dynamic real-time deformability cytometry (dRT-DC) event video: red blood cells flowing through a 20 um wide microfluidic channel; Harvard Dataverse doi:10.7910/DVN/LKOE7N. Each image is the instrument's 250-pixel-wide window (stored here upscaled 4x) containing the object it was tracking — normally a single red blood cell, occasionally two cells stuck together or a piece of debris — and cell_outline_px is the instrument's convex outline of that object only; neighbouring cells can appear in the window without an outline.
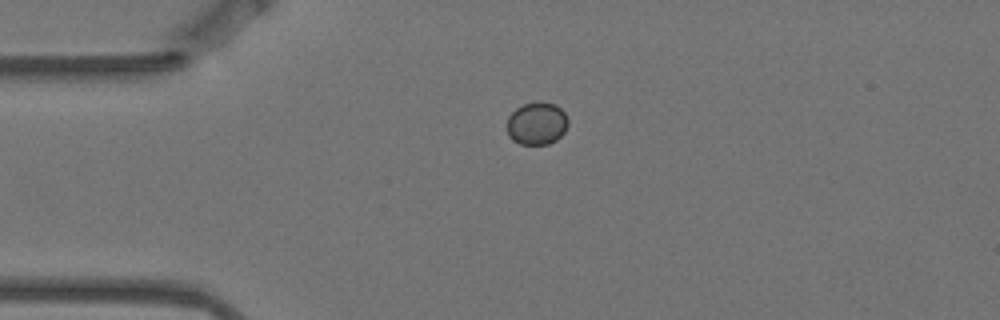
{"species": "Egyptian fruit bat (a non-hibernating species)", "species_latin": "Rousettus aegyptiacus", "temperature_condition": "warm", "stored_images_in_passage": 1, "camera_frame_rate_fps": 3000, "um_per_image_px": 0.085, "animal": {"sex": "female"}, "frame": {"image": 1, "passage_image": 1, "time_ms": 0.0, "image_size_px": [1000, 320], "cell_outline_px": [[568, 124], [564, 132], [556, 140], [548, 144], [520, 144], [512, 140], [508, 136], [508, 116], [516, 108], [524, 104], [540, 100], [556, 104], [564, 112], [568, 120]], "centroid_in_image_um": [45.63, 10.48], "position_along_channel_um": 39.4, "area_um2": 15.32}}